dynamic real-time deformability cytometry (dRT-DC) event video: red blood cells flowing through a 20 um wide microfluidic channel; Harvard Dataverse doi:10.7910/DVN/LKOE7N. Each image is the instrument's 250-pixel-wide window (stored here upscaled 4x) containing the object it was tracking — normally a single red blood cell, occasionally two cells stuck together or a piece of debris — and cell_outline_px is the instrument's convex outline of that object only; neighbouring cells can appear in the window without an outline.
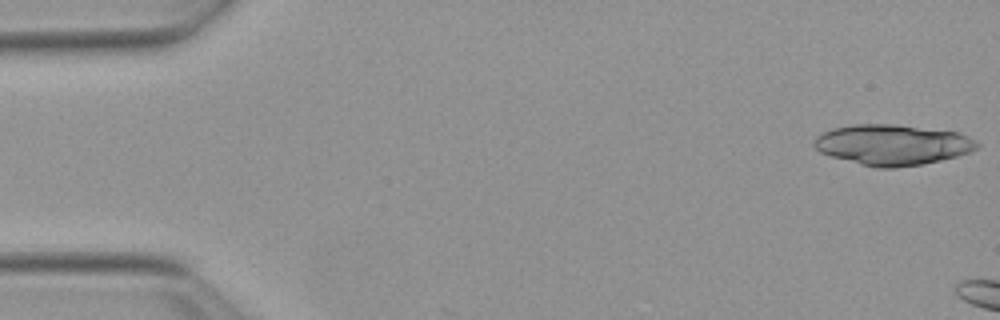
{"species": "Egyptian fruit bat (a non-hibernating species)", "species_latin": "Rousettus aegyptiacus", "temperature_condition": "warm", "stored_images_in_passage": 4, "camera_frame_rate_fps": 3000, "um_per_image_px": 0.085, "animal": {"sex": "female"}, "frame": {"image": 1, "passage_image": 1, "time_ms": 0.0, "image_size_px": [1000, 320], "cell_outline_px": [[980, 148], [972, 152], [940, 160], [920, 164], [896, 168], [876, 168], [860, 164], [832, 156], [820, 152], [812, 144], [812, 140], [816, 136], [832, 128], [852, 124], [892, 124], [960, 132], [976, 140], [980, 144]], "centroid_in_image_um": [75.88, 12.3], "position_along_channel_um": 9.1, "area_um2": 38.67}}